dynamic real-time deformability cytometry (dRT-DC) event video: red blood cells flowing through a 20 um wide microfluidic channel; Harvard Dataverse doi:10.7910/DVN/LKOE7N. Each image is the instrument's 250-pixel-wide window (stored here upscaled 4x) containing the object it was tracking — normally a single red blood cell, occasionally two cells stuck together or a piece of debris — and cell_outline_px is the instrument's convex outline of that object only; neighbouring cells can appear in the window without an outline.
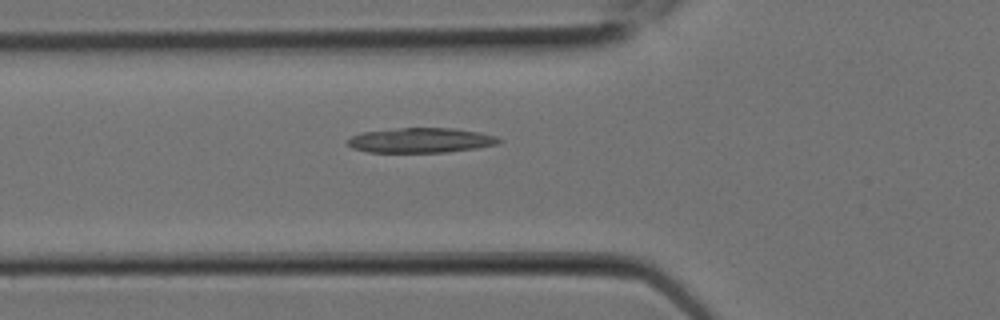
{"species": "Egyptian fruit bat (a non-hibernating species)", "species_latin": "Rousettus aegyptiacus", "temperature_condition": "room temperature", "stored_images_in_passage": 2, "camera_frame_rate_fps": 3000, "um_per_image_px": 0.085, "animal": {"sex": "female"}, "frame": {"image": 1, "passage_image": 2, "time_ms": 0.333, "image_size_px": [1000, 320], "cell_outline_px": [[504, 140], [496, 144], [476, 148], [444, 152], [368, 152], [352, 148], [344, 140], [360, 132], [400, 128], [452, 128], [480, 132], [496, 136]], "centroid_in_image_um": [35.74, 11.92], "position_along_channel_um": 90.1, "area_um2": 21.96}}